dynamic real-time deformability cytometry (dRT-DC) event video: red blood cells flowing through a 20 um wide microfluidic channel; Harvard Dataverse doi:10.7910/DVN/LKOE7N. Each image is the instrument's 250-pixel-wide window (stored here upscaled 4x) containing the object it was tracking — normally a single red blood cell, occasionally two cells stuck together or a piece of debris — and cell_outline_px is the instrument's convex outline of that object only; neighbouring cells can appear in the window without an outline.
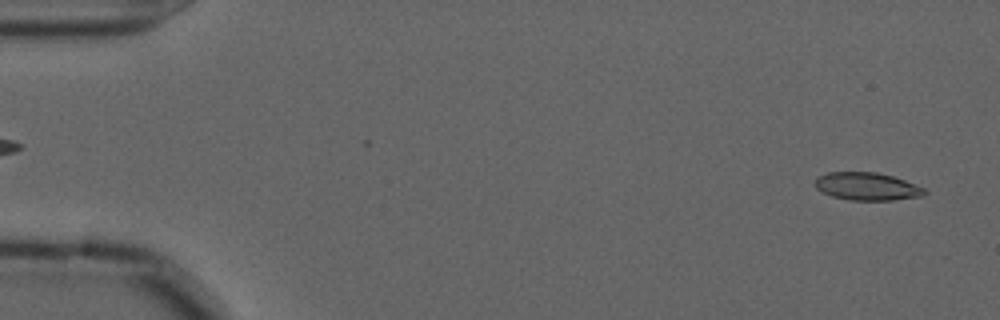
{"species": "common noctule bat (a hibernating species)", "species_latin": "Nyctalus noctula", "temperature_condition": "cold", "stored_images_in_passage": 55, "camera_frame_rate_fps": 3000, "um_per_image_px": 0.085, "animal": {"sex": "male", "forearm_length_mm": 52.5}, "frame": {"image": 1, "passage_image": 2, "time_ms": 0.333, "image_size_px": [1000, 320], "cell_outline_px": [[928, 192], [924, 196], [892, 200], [852, 200], [832, 196], [820, 192], [812, 184], [816, 176], [828, 172], [876, 172], [892, 176], [904, 180], [924, 188]], "centroid_in_image_um": [73.65, 15.84], "position_along_channel_um": 11.4, "area_um2": 17.92}}
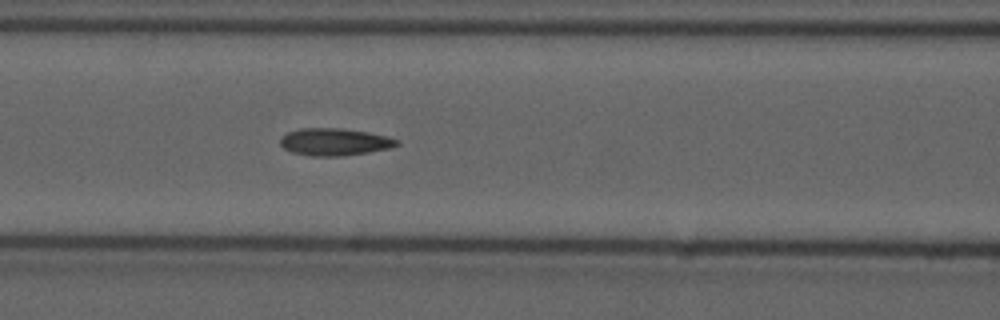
{"frame": {"image": 2, "passage_image": 23, "time_ms": 7.333, "image_size_px": [1000, 320], "cell_outline_px": [[400, 144], [392, 148], [368, 152], [340, 156], [308, 156], [292, 152], [284, 148], [280, 144], [280, 140], [288, 132], [300, 128], [340, 128], [368, 132], [400, 140]], "centroid_in_image_um": [28.45, 12.06], "position_along_channel_um": 138.1, "area_um2": 18.5}}
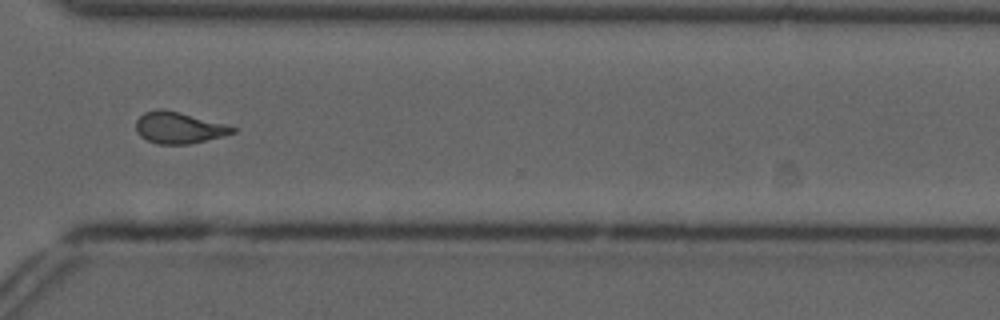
{"frame": {"image": 3, "passage_image": 41, "time_ms": 13.333, "image_size_px": [1000, 320], "cell_outline_px": [[236, 132], [224, 136], [188, 144], [156, 144], [140, 136], [136, 132], [136, 120], [144, 112], [160, 108], [180, 112], [224, 124], [236, 128]], "centroid_in_image_um": [15.17, 10.86], "position_along_channel_um": 355.4, "area_um2": 17.63}, "authors_computed_cell_mechanics": {"area_um2": 17.8602, "velocity_mm_per_s": 3.6264, "shape_relaxation_time_tau1_ms": null, "shape_relaxation_time_tau2_ms": 2.2447, "deformation_change_tau1": null, "deformation_change_tau2": 0.1061}}